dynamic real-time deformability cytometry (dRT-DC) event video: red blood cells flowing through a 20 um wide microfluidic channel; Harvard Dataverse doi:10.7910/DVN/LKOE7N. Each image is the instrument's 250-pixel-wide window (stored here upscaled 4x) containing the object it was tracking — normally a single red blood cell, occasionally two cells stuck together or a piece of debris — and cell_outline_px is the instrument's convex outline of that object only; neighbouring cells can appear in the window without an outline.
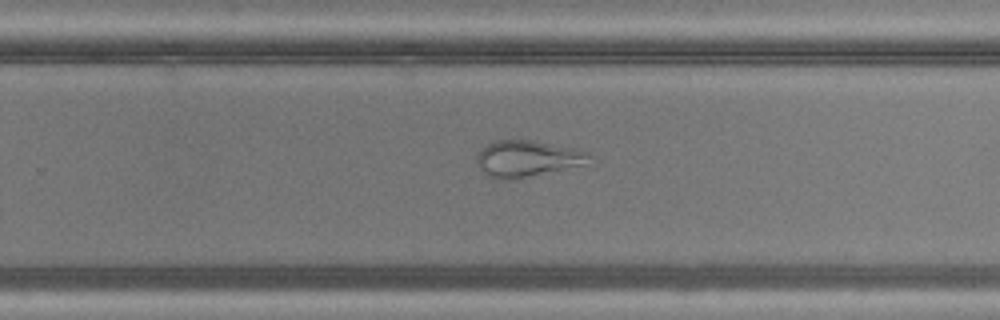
{"species": "common noctule bat (a hibernating species)", "species_latin": "Nyctalus noctula", "temperature_condition": "warm", "stored_images_in_passage": 42, "camera_frame_rate_fps": 3000, "um_per_image_px": 0.085, "animal": {"sex": "male", "body_mass_g": 20.5, "forearm_length_mm": 52.5}, "frame": {"image": 1, "passage_image": 26, "time_ms": 8.333, "image_size_px": [1000, 320], "cell_outline_px": [[592, 156], [584, 164], [528, 176], [504, 180], [500, 180], [488, 176], [476, 164], [476, 156], [480, 148], [484, 144], [496, 140], [532, 140], [576, 148], [588, 152]], "centroid_in_image_um": [44.75, 13.45], "position_along_channel_um": 285.1, "area_um2": 23.7}}
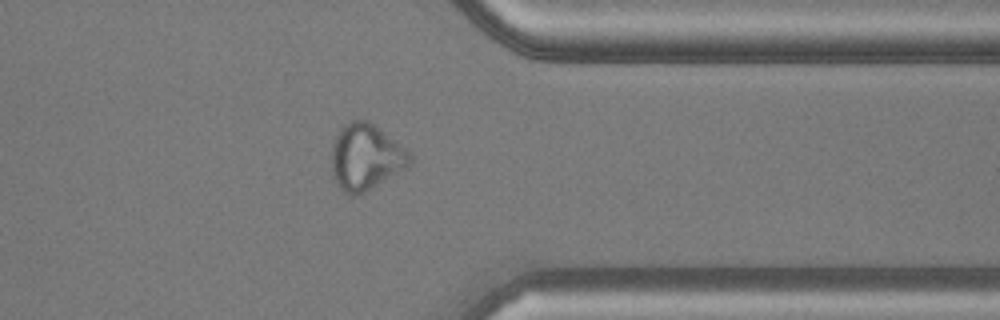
{"frame": {"image": 2, "passage_image": 33, "time_ms": 10.667, "image_size_px": [1000, 320], "cell_outline_px": [[412, 164], [364, 192], [356, 196], [348, 196], [336, 184], [332, 172], [332, 144], [340, 128], [344, 124], [352, 120], [368, 120], [404, 148], [412, 156]], "centroid_in_image_um": [31.05, 13.36], "position_along_channel_um": 380.3, "area_um2": 29.82}}
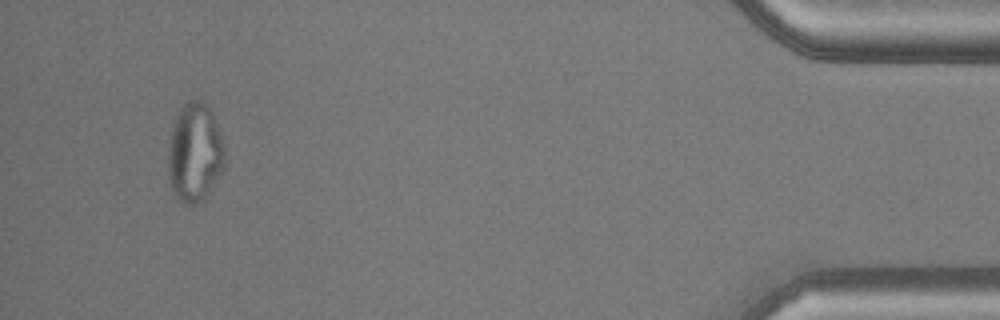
{"frame": {"image": 3, "passage_image": 40, "time_ms": 13.0, "image_size_px": [1000, 320], "cell_outline_px": [[224, 164], [204, 200], [196, 204], [184, 204], [176, 196], [172, 188], [168, 176], [168, 156], [172, 128], [176, 116], [180, 108], [188, 100], [204, 100], [208, 104], [212, 112], [220, 132], [224, 144]], "centroid_in_image_um": [16.55, 12.94], "position_along_channel_um": 418.6, "area_um2": 32.48}}